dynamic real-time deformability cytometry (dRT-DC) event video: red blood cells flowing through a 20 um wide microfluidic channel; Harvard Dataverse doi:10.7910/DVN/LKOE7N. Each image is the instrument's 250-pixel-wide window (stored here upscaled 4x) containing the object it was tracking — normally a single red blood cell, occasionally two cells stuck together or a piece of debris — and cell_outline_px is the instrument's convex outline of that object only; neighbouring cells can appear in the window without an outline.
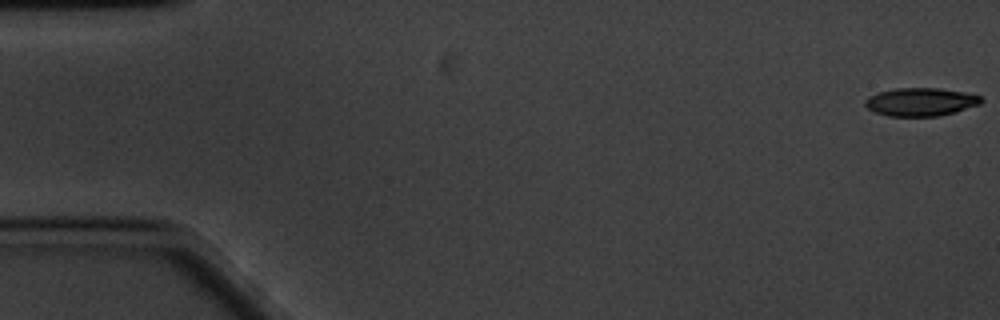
{"species": "common noctule bat (a hibernating species)", "species_latin": "Nyctalus noctula", "temperature_condition": "cold", "stored_images_in_passage": 60, "camera_frame_rate_fps": 3000, "um_per_image_px": 0.085, "animal": {"sex": "male", "body_mass_g": 20.1, "forearm_length_mm": 53.5}, "frame": {"image": 1, "passage_image": 1, "time_ms": 0.0, "image_size_px": [1000, 320], "cell_outline_px": [[984, 100], [980, 104], [956, 112], [936, 116], [888, 116], [876, 112], [868, 108], [864, 104], [864, 100], [868, 96], [880, 92], [896, 88], [936, 88], [964, 92], [980, 96]], "centroid_in_image_um": [78.26, 8.66], "position_along_channel_um": 6.7, "area_um2": 18.96}}
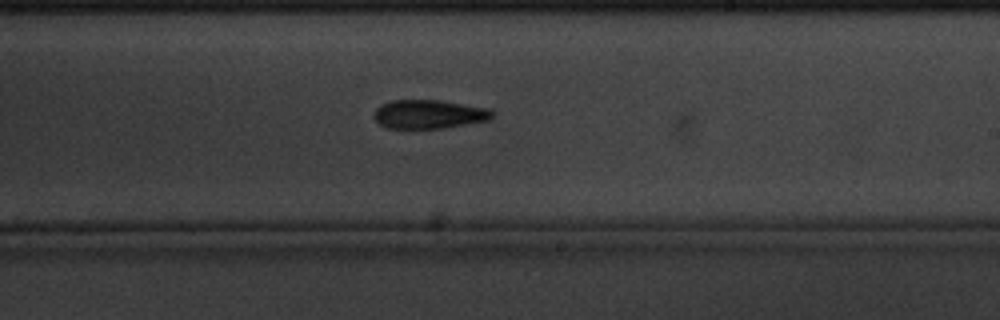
{"frame": {"image": 2, "passage_image": 35, "time_ms": 11.333, "image_size_px": [1000, 320], "cell_outline_px": [[496, 112], [488, 120], [444, 128], [384, 128], [372, 116], [376, 108], [380, 104], [388, 100], [440, 100], [492, 108]], "centroid_in_image_um": [36.46, 9.69], "position_along_channel_um": 252.5, "area_um2": 20.17}}
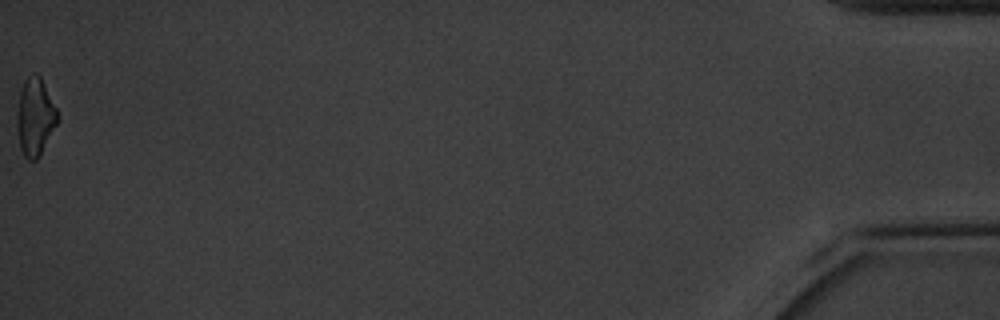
{"frame": {"image": 3, "passage_image": 60, "time_ms": 19.667, "image_size_px": [1000, 320], "cell_outline_px": [[60, 120], [40, 156], [36, 160], [28, 160], [24, 156], [20, 148], [16, 124], [16, 112], [20, 92], [24, 80], [28, 76], [36, 72], [40, 76], [60, 116]], "centroid_in_image_um": [2.99, 9.96], "position_along_channel_um": 432.2, "area_um2": 18.67}, "authors_computed_cell_mechanics": {"area_um2": 19.5653, "velocity_mm_per_s": 3.3606, "shape_relaxation_time_tau1_ms": 5.7062, "shape_relaxation_time_tau2_ms": null, "deformation_change_tau1": 0.157, "deformation_change_tau2": null}}